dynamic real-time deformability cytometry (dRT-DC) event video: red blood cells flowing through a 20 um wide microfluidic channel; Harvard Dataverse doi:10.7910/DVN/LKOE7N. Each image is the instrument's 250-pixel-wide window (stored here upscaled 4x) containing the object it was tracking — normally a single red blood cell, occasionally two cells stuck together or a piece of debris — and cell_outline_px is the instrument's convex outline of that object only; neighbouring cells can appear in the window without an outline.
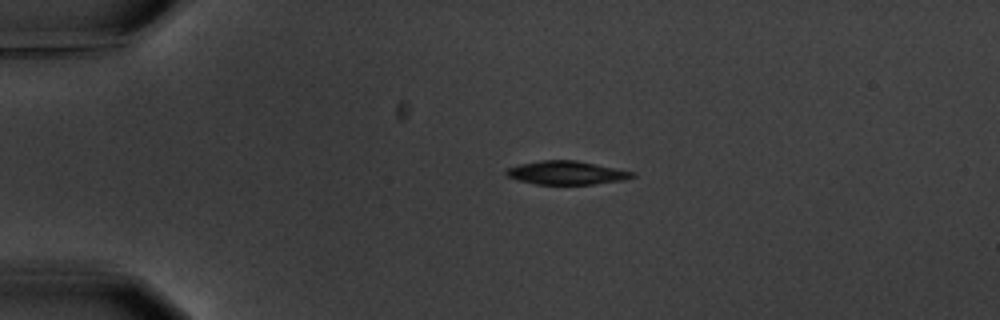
{"species": "common noctule bat (a hibernating species)", "species_latin": "Nyctalus noctula", "temperature_condition": "warm", "stored_images_in_passage": 2, "camera_frame_rate_fps": 3000, "um_per_image_px": 0.085, "animal": {"sex": "male", "body_mass_g": 20.1, "forearm_length_mm": 53.5}, "frame": {"image": 1, "passage_image": 1, "time_ms": 0.0, "image_size_px": [1000, 320], "cell_outline_px": [[636, 176], [624, 180], [592, 184], [536, 184], [520, 180], [508, 176], [504, 172], [504, 168], [520, 164], [540, 160], [576, 160], [636, 172]], "centroid_in_image_um": [48.16, 14.68], "position_along_channel_um": 36.8, "area_um2": 17.28}}